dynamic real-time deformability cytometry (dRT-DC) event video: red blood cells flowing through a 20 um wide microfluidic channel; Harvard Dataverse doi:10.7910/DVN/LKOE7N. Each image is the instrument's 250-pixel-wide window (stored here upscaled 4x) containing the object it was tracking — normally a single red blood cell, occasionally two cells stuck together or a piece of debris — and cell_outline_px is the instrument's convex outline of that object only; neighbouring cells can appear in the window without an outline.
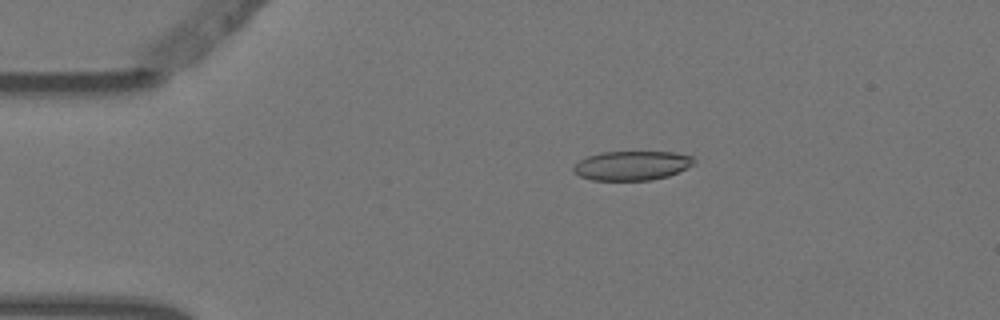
{"species": "Egyptian fruit bat (a non-hibernating species)", "species_latin": "Rousettus aegyptiacus", "temperature_condition": "warm", "stored_images_in_passage": 5, "camera_frame_rate_fps": 3000, "um_per_image_px": 0.085, "animal": {"sex": "female"}, "frame": {"image": 1, "passage_image": 3, "time_ms": 0.667, "image_size_px": [1000, 320], "cell_outline_px": [[696, 164], [668, 176], [652, 180], [592, 180], [580, 176], [572, 168], [580, 160], [588, 156], [600, 152], [676, 152], [692, 156], [696, 160]], "centroid_in_image_um": [53.76, 14.07], "position_along_channel_um": 31.2, "area_um2": 20.58}}
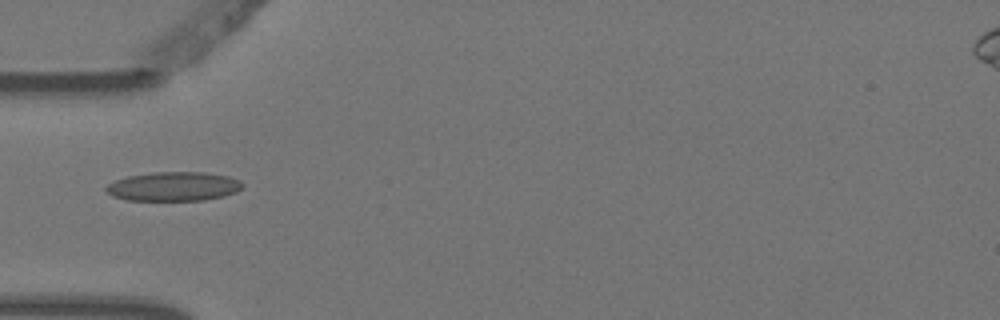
{"frame": {"image": 2, "passage_image": 5, "time_ms": 1.333, "image_size_px": [1000, 320], "cell_outline_px": [[244, 184], [236, 192], [224, 196], [204, 200], [128, 200], [112, 196], [104, 188], [108, 184], [116, 180], [128, 176], [152, 172], [204, 172], [228, 176], [240, 180]], "centroid_in_image_um": [14.76, 15.84], "position_along_channel_um": 70.2, "area_um2": 23.12}}